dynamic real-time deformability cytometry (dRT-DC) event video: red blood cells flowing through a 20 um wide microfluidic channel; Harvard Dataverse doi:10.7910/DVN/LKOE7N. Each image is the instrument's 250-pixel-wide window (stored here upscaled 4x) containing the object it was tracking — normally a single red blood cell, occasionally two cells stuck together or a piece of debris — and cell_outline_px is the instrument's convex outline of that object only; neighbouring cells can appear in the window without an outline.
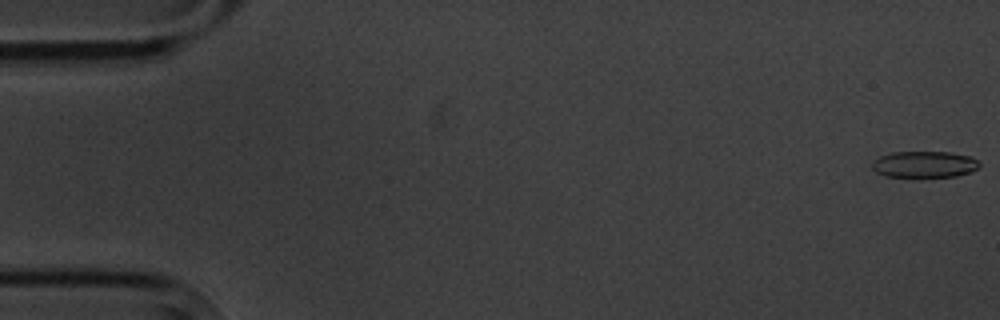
{"species": "common noctule bat (a hibernating species)", "species_latin": "Nyctalus noctula", "temperature_condition": "cold", "stored_images_in_passage": 5, "camera_frame_rate_fps": 3000, "um_per_image_px": 0.085, "animal": {"sex": "male", "body_mass_g": 20.1, "forearm_length_mm": 53.5}, "frame": {"image": 1, "passage_image": 1, "time_ms": 0.0, "image_size_px": [1000, 320], "cell_outline_px": [[980, 164], [972, 172], [956, 176], [916, 180], [912, 180], [888, 176], [876, 172], [872, 168], [872, 160], [880, 156], [892, 152], [948, 152], [968, 156], [976, 160]], "centroid_in_image_um": [78.52, 14.03], "position_along_channel_um": 6.5, "area_um2": 17.28}}